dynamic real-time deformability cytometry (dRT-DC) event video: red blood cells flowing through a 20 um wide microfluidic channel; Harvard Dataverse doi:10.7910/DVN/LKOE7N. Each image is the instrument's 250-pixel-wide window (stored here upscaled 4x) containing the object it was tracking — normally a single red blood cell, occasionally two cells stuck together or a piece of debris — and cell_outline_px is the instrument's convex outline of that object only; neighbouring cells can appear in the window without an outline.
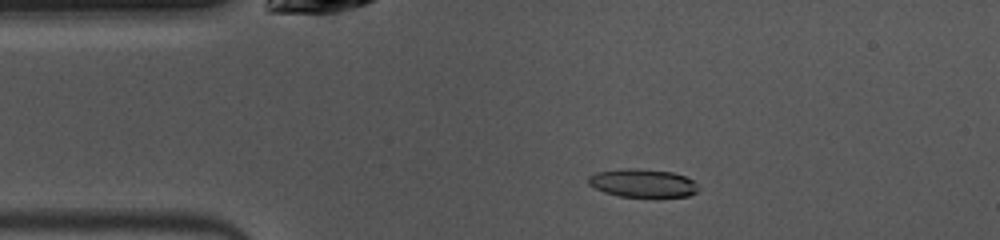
{"species": "common noctule bat (a hibernating species)", "species_latin": "Nyctalus noctula", "temperature_condition": "warm", "stored_images_in_passage": 48, "camera_frame_rate_fps": 3000, "um_per_image_px": 0.085, "animal": {"sex": "female", "body_mass_g": 10.0, "forearm_length_mm": 53.1}, "frame": {"image": 1, "passage_image": 8, "time_ms": 2.333, "image_size_px": [1000, 240], "cell_outline_px": [[700, 188], [696, 192], [688, 196], [620, 196], [604, 192], [588, 184], [588, 176], [596, 172], [628, 168], [636, 168], [672, 172], [684, 176], [692, 180]], "centroid_in_image_um": [54.61, 15.55], "position_along_channel_um": 30.4, "area_um2": 17.86}}
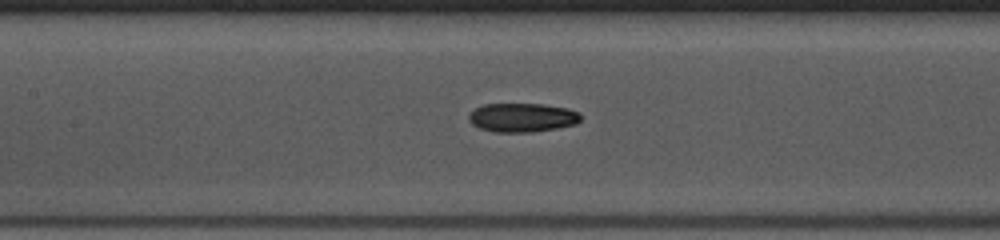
{"frame": {"image": 2, "passage_image": 20, "time_ms": 6.333, "image_size_px": [1000, 240], "cell_outline_px": [[580, 120], [576, 124], [556, 128], [532, 132], [496, 132], [480, 128], [472, 124], [468, 120], [468, 116], [476, 108], [484, 104], [544, 104], [568, 108], [580, 112]], "centroid_in_image_um": [44.41, 9.99], "position_along_channel_um": 163.0, "area_um2": 18.84}}
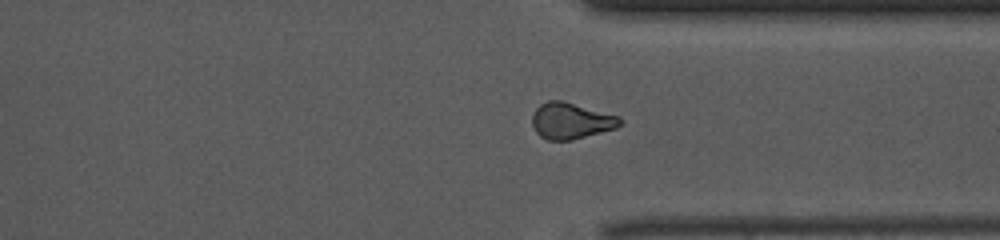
{"frame": {"image": 3, "passage_image": 35, "time_ms": 11.333, "image_size_px": [1000, 240], "cell_outline_px": [[624, 120], [616, 128], [572, 140], [548, 140], [540, 136], [536, 132], [532, 124], [532, 112], [540, 104], [548, 100], [560, 100], [620, 116]], "centroid_in_image_um": [48.52, 10.27], "position_along_channel_um": 362.9, "area_um2": 18.55}, "authors_computed_cell_mechanics": {"area_um2": 18.496, "velocity_mm_per_s": 4.0112, "shape_relaxation_time_tau1_ms": 11.1554, "shape_relaxation_time_tau2_ms": 3.4244, "deformation_change_tau1": 0.2811, "deformation_change_tau2": 0.1039}}